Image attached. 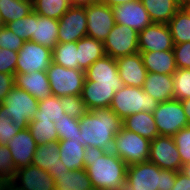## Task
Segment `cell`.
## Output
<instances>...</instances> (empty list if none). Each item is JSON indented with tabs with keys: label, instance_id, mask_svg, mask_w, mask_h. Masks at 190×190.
Returning <instances> with one entry per match:
<instances>
[{
	"label": "cell",
	"instance_id": "1",
	"mask_svg": "<svg viewBox=\"0 0 190 190\" xmlns=\"http://www.w3.org/2000/svg\"><path fill=\"white\" fill-rule=\"evenodd\" d=\"M84 165L94 190H119L125 187L128 165L112 151L86 146Z\"/></svg>",
	"mask_w": 190,
	"mask_h": 190
},
{
	"label": "cell",
	"instance_id": "2",
	"mask_svg": "<svg viewBox=\"0 0 190 190\" xmlns=\"http://www.w3.org/2000/svg\"><path fill=\"white\" fill-rule=\"evenodd\" d=\"M80 136L86 146L111 151L114 137L122 128V119L110 108L87 111L80 119Z\"/></svg>",
	"mask_w": 190,
	"mask_h": 190
},
{
	"label": "cell",
	"instance_id": "3",
	"mask_svg": "<svg viewBox=\"0 0 190 190\" xmlns=\"http://www.w3.org/2000/svg\"><path fill=\"white\" fill-rule=\"evenodd\" d=\"M173 170L161 169L150 161L127 167L125 188L127 190H172L176 181Z\"/></svg>",
	"mask_w": 190,
	"mask_h": 190
},
{
	"label": "cell",
	"instance_id": "4",
	"mask_svg": "<svg viewBox=\"0 0 190 190\" xmlns=\"http://www.w3.org/2000/svg\"><path fill=\"white\" fill-rule=\"evenodd\" d=\"M159 102L142 88L123 86L115 92L110 109L122 120L141 111L152 113Z\"/></svg>",
	"mask_w": 190,
	"mask_h": 190
},
{
	"label": "cell",
	"instance_id": "5",
	"mask_svg": "<svg viewBox=\"0 0 190 190\" xmlns=\"http://www.w3.org/2000/svg\"><path fill=\"white\" fill-rule=\"evenodd\" d=\"M150 145V140L122 126L114 137L111 151L129 166L148 161Z\"/></svg>",
	"mask_w": 190,
	"mask_h": 190
},
{
	"label": "cell",
	"instance_id": "6",
	"mask_svg": "<svg viewBox=\"0 0 190 190\" xmlns=\"http://www.w3.org/2000/svg\"><path fill=\"white\" fill-rule=\"evenodd\" d=\"M38 100L30 95L27 91L14 86L6 95L2 104L4 113L8 118H12L20 130L28 128L29 122L33 120L38 109Z\"/></svg>",
	"mask_w": 190,
	"mask_h": 190
},
{
	"label": "cell",
	"instance_id": "7",
	"mask_svg": "<svg viewBox=\"0 0 190 190\" xmlns=\"http://www.w3.org/2000/svg\"><path fill=\"white\" fill-rule=\"evenodd\" d=\"M51 93L55 96L81 95L85 83V71L65 68L51 62L46 70Z\"/></svg>",
	"mask_w": 190,
	"mask_h": 190
},
{
	"label": "cell",
	"instance_id": "8",
	"mask_svg": "<svg viewBox=\"0 0 190 190\" xmlns=\"http://www.w3.org/2000/svg\"><path fill=\"white\" fill-rule=\"evenodd\" d=\"M152 113L159 135L174 136L179 130L189 126L180 100L161 102Z\"/></svg>",
	"mask_w": 190,
	"mask_h": 190
},
{
	"label": "cell",
	"instance_id": "9",
	"mask_svg": "<svg viewBox=\"0 0 190 190\" xmlns=\"http://www.w3.org/2000/svg\"><path fill=\"white\" fill-rule=\"evenodd\" d=\"M103 45L106 55L113 59L138 53V32L126 25L115 24Z\"/></svg>",
	"mask_w": 190,
	"mask_h": 190
},
{
	"label": "cell",
	"instance_id": "10",
	"mask_svg": "<svg viewBox=\"0 0 190 190\" xmlns=\"http://www.w3.org/2000/svg\"><path fill=\"white\" fill-rule=\"evenodd\" d=\"M52 62V50L41 44L25 41L18 51L15 73L46 71Z\"/></svg>",
	"mask_w": 190,
	"mask_h": 190
},
{
	"label": "cell",
	"instance_id": "11",
	"mask_svg": "<svg viewBox=\"0 0 190 190\" xmlns=\"http://www.w3.org/2000/svg\"><path fill=\"white\" fill-rule=\"evenodd\" d=\"M148 161L161 169L175 172L182 171L183 168L173 136L158 135L151 140Z\"/></svg>",
	"mask_w": 190,
	"mask_h": 190
},
{
	"label": "cell",
	"instance_id": "12",
	"mask_svg": "<svg viewBox=\"0 0 190 190\" xmlns=\"http://www.w3.org/2000/svg\"><path fill=\"white\" fill-rule=\"evenodd\" d=\"M87 36L104 41L116 24L112 7L98 1L85 5Z\"/></svg>",
	"mask_w": 190,
	"mask_h": 190
},
{
	"label": "cell",
	"instance_id": "13",
	"mask_svg": "<svg viewBox=\"0 0 190 190\" xmlns=\"http://www.w3.org/2000/svg\"><path fill=\"white\" fill-rule=\"evenodd\" d=\"M85 78L84 86L117 87V91L124 86L116 59L107 55L90 65L85 71Z\"/></svg>",
	"mask_w": 190,
	"mask_h": 190
},
{
	"label": "cell",
	"instance_id": "14",
	"mask_svg": "<svg viewBox=\"0 0 190 190\" xmlns=\"http://www.w3.org/2000/svg\"><path fill=\"white\" fill-rule=\"evenodd\" d=\"M85 6H71L58 20V43L77 42L87 36Z\"/></svg>",
	"mask_w": 190,
	"mask_h": 190
},
{
	"label": "cell",
	"instance_id": "15",
	"mask_svg": "<svg viewBox=\"0 0 190 190\" xmlns=\"http://www.w3.org/2000/svg\"><path fill=\"white\" fill-rule=\"evenodd\" d=\"M20 178L22 186L16 187V180ZM4 190H56L55 182L51 175L42 168L33 164L19 168L13 180Z\"/></svg>",
	"mask_w": 190,
	"mask_h": 190
},
{
	"label": "cell",
	"instance_id": "16",
	"mask_svg": "<svg viewBox=\"0 0 190 190\" xmlns=\"http://www.w3.org/2000/svg\"><path fill=\"white\" fill-rule=\"evenodd\" d=\"M139 52L173 50L174 42L167 24L152 23L138 33Z\"/></svg>",
	"mask_w": 190,
	"mask_h": 190
},
{
	"label": "cell",
	"instance_id": "17",
	"mask_svg": "<svg viewBox=\"0 0 190 190\" xmlns=\"http://www.w3.org/2000/svg\"><path fill=\"white\" fill-rule=\"evenodd\" d=\"M112 9L116 24L126 25L138 33L153 23L141 0L114 6Z\"/></svg>",
	"mask_w": 190,
	"mask_h": 190
},
{
	"label": "cell",
	"instance_id": "18",
	"mask_svg": "<svg viewBox=\"0 0 190 190\" xmlns=\"http://www.w3.org/2000/svg\"><path fill=\"white\" fill-rule=\"evenodd\" d=\"M7 146L10 149L15 168L18 170L19 168L32 164L38 144L31 136L29 129L25 128L19 130V132L8 141Z\"/></svg>",
	"mask_w": 190,
	"mask_h": 190
},
{
	"label": "cell",
	"instance_id": "19",
	"mask_svg": "<svg viewBox=\"0 0 190 190\" xmlns=\"http://www.w3.org/2000/svg\"><path fill=\"white\" fill-rule=\"evenodd\" d=\"M32 164L46 170L55 181L58 175L70 171L61 162L58 141L48 144H38Z\"/></svg>",
	"mask_w": 190,
	"mask_h": 190
},
{
	"label": "cell",
	"instance_id": "20",
	"mask_svg": "<svg viewBox=\"0 0 190 190\" xmlns=\"http://www.w3.org/2000/svg\"><path fill=\"white\" fill-rule=\"evenodd\" d=\"M116 62L124 86L143 87L148 72L140 52L117 58Z\"/></svg>",
	"mask_w": 190,
	"mask_h": 190
},
{
	"label": "cell",
	"instance_id": "21",
	"mask_svg": "<svg viewBox=\"0 0 190 190\" xmlns=\"http://www.w3.org/2000/svg\"><path fill=\"white\" fill-rule=\"evenodd\" d=\"M14 82L16 87L27 91L38 101L52 95L46 71L15 73Z\"/></svg>",
	"mask_w": 190,
	"mask_h": 190
},
{
	"label": "cell",
	"instance_id": "22",
	"mask_svg": "<svg viewBox=\"0 0 190 190\" xmlns=\"http://www.w3.org/2000/svg\"><path fill=\"white\" fill-rule=\"evenodd\" d=\"M173 75L148 72L142 89L159 103L175 99Z\"/></svg>",
	"mask_w": 190,
	"mask_h": 190
},
{
	"label": "cell",
	"instance_id": "23",
	"mask_svg": "<svg viewBox=\"0 0 190 190\" xmlns=\"http://www.w3.org/2000/svg\"><path fill=\"white\" fill-rule=\"evenodd\" d=\"M58 20L43 17L34 11V34L31 41L53 50L58 43Z\"/></svg>",
	"mask_w": 190,
	"mask_h": 190
},
{
	"label": "cell",
	"instance_id": "24",
	"mask_svg": "<svg viewBox=\"0 0 190 190\" xmlns=\"http://www.w3.org/2000/svg\"><path fill=\"white\" fill-rule=\"evenodd\" d=\"M147 72L173 75L177 70L173 50L140 52Z\"/></svg>",
	"mask_w": 190,
	"mask_h": 190
},
{
	"label": "cell",
	"instance_id": "25",
	"mask_svg": "<svg viewBox=\"0 0 190 190\" xmlns=\"http://www.w3.org/2000/svg\"><path fill=\"white\" fill-rule=\"evenodd\" d=\"M122 126L150 141L159 135L153 113L149 112L141 111L127 116L122 120Z\"/></svg>",
	"mask_w": 190,
	"mask_h": 190
},
{
	"label": "cell",
	"instance_id": "26",
	"mask_svg": "<svg viewBox=\"0 0 190 190\" xmlns=\"http://www.w3.org/2000/svg\"><path fill=\"white\" fill-rule=\"evenodd\" d=\"M79 141H81V139L58 140L61 162L64 163L69 170L85 168V146Z\"/></svg>",
	"mask_w": 190,
	"mask_h": 190
},
{
	"label": "cell",
	"instance_id": "27",
	"mask_svg": "<svg viewBox=\"0 0 190 190\" xmlns=\"http://www.w3.org/2000/svg\"><path fill=\"white\" fill-rule=\"evenodd\" d=\"M79 70L86 71L96 60L103 58L106 53L102 41L85 36L77 41Z\"/></svg>",
	"mask_w": 190,
	"mask_h": 190
},
{
	"label": "cell",
	"instance_id": "28",
	"mask_svg": "<svg viewBox=\"0 0 190 190\" xmlns=\"http://www.w3.org/2000/svg\"><path fill=\"white\" fill-rule=\"evenodd\" d=\"M117 87L83 86L81 98L87 110L109 108Z\"/></svg>",
	"mask_w": 190,
	"mask_h": 190
},
{
	"label": "cell",
	"instance_id": "29",
	"mask_svg": "<svg viewBox=\"0 0 190 190\" xmlns=\"http://www.w3.org/2000/svg\"><path fill=\"white\" fill-rule=\"evenodd\" d=\"M153 23L167 24L180 9L174 0H141Z\"/></svg>",
	"mask_w": 190,
	"mask_h": 190
},
{
	"label": "cell",
	"instance_id": "30",
	"mask_svg": "<svg viewBox=\"0 0 190 190\" xmlns=\"http://www.w3.org/2000/svg\"><path fill=\"white\" fill-rule=\"evenodd\" d=\"M54 182L56 190H94L85 168L64 172Z\"/></svg>",
	"mask_w": 190,
	"mask_h": 190
},
{
	"label": "cell",
	"instance_id": "31",
	"mask_svg": "<svg viewBox=\"0 0 190 190\" xmlns=\"http://www.w3.org/2000/svg\"><path fill=\"white\" fill-rule=\"evenodd\" d=\"M33 10V0H0V16L6 25L27 16Z\"/></svg>",
	"mask_w": 190,
	"mask_h": 190
},
{
	"label": "cell",
	"instance_id": "32",
	"mask_svg": "<svg viewBox=\"0 0 190 190\" xmlns=\"http://www.w3.org/2000/svg\"><path fill=\"white\" fill-rule=\"evenodd\" d=\"M174 44L190 41V15L180 8L167 23Z\"/></svg>",
	"mask_w": 190,
	"mask_h": 190
},
{
	"label": "cell",
	"instance_id": "33",
	"mask_svg": "<svg viewBox=\"0 0 190 190\" xmlns=\"http://www.w3.org/2000/svg\"><path fill=\"white\" fill-rule=\"evenodd\" d=\"M65 111L58 96L51 95L38 102V109L33 120H46L58 123Z\"/></svg>",
	"mask_w": 190,
	"mask_h": 190
},
{
	"label": "cell",
	"instance_id": "34",
	"mask_svg": "<svg viewBox=\"0 0 190 190\" xmlns=\"http://www.w3.org/2000/svg\"><path fill=\"white\" fill-rule=\"evenodd\" d=\"M77 42L57 43L52 50V62L65 68L79 69Z\"/></svg>",
	"mask_w": 190,
	"mask_h": 190
},
{
	"label": "cell",
	"instance_id": "35",
	"mask_svg": "<svg viewBox=\"0 0 190 190\" xmlns=\"http://www.w3.org/2000/svg\"><path fill=\"white\" fill-rule=\"evenodd\" d=\"M55 123L46 120H31L28 129L37 144H48L58 141Z\"/></svg>",
	"mask_w": 190,
	"mask_h": 190
},
{
	"label": "cell",
	"instance_id": "36",
	"mask_svg": "<svg viewBox=\"0 0 190 190\" xmlns=\"http://www.w3.org/2000/svg\"><path fill=\"white\" fill-rule=\"evenodd\" d=\"M69 0H33V10L40 16L59 20L71 7Z\"/></svg>",
	"mask_w": 190,
	"mask_h": 190
},
{
	"label": "cell",
	"instance_id": "37",
	"mask_svg": "<svg viewBox=\"0 0 190 190\" xmlns=\"http://www.w3.org/2000/svg\"><path fill=\"white\" fill-rule=\"evenodd\" d=\"M54 126L57 130L59 140L81 139L79 142L85 146V141L80 136L79 119L64 114V117L58 120V123H55Z\"/></svg>",
	"mask_w": 190,
	"mask_h": 190
},
{
	"label": "cell",
	"instance_id": "38",
	"mask_svg": "<svg viewBox=\"0 0 190 190\" xmlns=\"http://www.w3.org/2000/svg\"><path fill=\"white\" fill-rule=\"evenodd\" d=\"M16 168L12 159L10 149L7 145H0V190L15 177Z\"/></svg>",
	"mask_w": 190,
	"mask_h": 190
},
{
	"label": "cell",
	"instance_id": "39",
	"mask_svg": "<svg viewBox=\"0 0 190 190\" xmlns=\"http://www.w3.org/2000/svg\"><path fill=\"white\" fill-rule=\"evenodd\" d=\"M5 26L25 41H31L34 34V10L27 16L7 23Z\"/></svg>",
	"mask_w": 190,
	"mask_h": 190
},
{
	"label": "cell",
	"instance_id": "40",
	"mask_svg": "<svg viewBox=\"0 0 190 190\" xmlns=\"http://www.w3.org/2000/svg\"><path fill=\"white\" fill-rule=\"evenodd\" d=\"M174 95L177 100L190 98V69H177L173 73Z\"/></svg>",
	"mask_w": 190,
	"mask_h": 190
},
{
	"label": "cell",
	"instance_id": "41",
	"mask_svg": "<svg viewBox=\"0 0 190 190\" xmlns=\"http://www.w3.org/2000/svg\"><path fill=\"white\" fill-rule=\"evenodd\" d=\"M61 105L65 114L80 119L88 110L81 95L60 96Z\"/></svg>",
	"mask_w": 190,
	"mask_h": 190
},
{
	"label": "cell",
	"instance_id": "42",
	"mask_svg": "<svg viewBox=\"0 0 190 190\" xmlns=\"http://www.w3.org/2000/svg\"><path fill=\"white\" fill-rule=\"evenodd\" d=\"M173 139L178 148L182 165L190 163V125L179 130Z\"/></svg>",
	"mask_w": 190,
	"mask_h": 190
},
{
	"label": "cell",
	"instance_id": "43",
	"mask_svg": "<svg viewBox=\"0 0 190 190\" xmlns=\"http://www.w3.org/2000/svg\"><path fill=\"white\" fill-rule=\"evenodd\" d=\"M19 128L13 124L12 118H8L4 113V105L0 104V145H7L8 141L12 139L19 132Z\"/></svg>",
	"mask_w": 190,
	"mask_h": 190
},
{
	"label": "cell",
	"instance_id": "44",
	"mask_svg": "<svg viewBox=\"0 0 190 190\" xmlns=\"http://www.w3.org/2000/svg\"><path fill=\"white\" fill-rule=\"evenodd\" d=\"M25 40L13 33L9 28L4 26L0 29V48L9 49L18 52L24 45Z\"/></svg>",
	"mask_w": 190,
	"mask_h": 190
},
{
	"label": "cell",
	"instance_id": "45",
	"mask_svg": "<svg viewBox=\"0 0 190 190\" xmlns=\"http://www.w3.org/2000/svg\"><path fill=\"white\" fill-rule=\"evenodd\" d=\"M18 52L0 48V72L15 75Z\"/></svg>",
	"mask_w": 190,
	"mask_h": 190
},
{
	"label": "cell",
	"instance_id": "46",
	"mask_svg": "<svg viewBox=\"0 0 190 190\" xmlns=\"http://www.w3.org/2000/svg\"><path fill=\"white\" fill-rule=\"evenodd\" d=\"M173 51L177 69H190V41L174 44Z\"/></svg>",
	"mask_w": 190,
	"mask_h": 190
},
{
	"label": "cell",
	"instance_id": "47",
	"mask_svg": "<svg viewBox=\"0 0 190 190\" xmlns=\"http://www.w3.org/2000/svg\"><path fill=\"white\" fill-rule=\"evenodd\" d=\"M14 86V75L0 72V104Z\"/></svg>",
	"mask_w": 190,
	"mask_h": 190
},
{
	"label": "cell",
	"instance_id": "48",
	"mask_svg": "<svg viewBox=\"0 0 190 190\" xmlns=\"http://www.w3.org/2000/svg\"><path fill=\"white\" fill-rule=\"evenodd\" d=\"M172 190H190V178L183 171L176 173V181Z\"/></svg>",
	"mask_w": 190,
	"mask_h": 190
},
{
	"label": "cell",
	"instance_id": "49",
	"mask_svg": "<svg viewBox=\"0 0 190 190\" xmlns=\"http://www.w3.org/2000/svg\"><path fill=\"white\" fill-rule=\"evenodd\" d=\"M97 1L105 5H108L109 7H114L137 0H97Z\"/></svg>",
	"mask_w": 190,
	"mask_h": 190
},
{
	"label": "cell",
	"instance_id": "50",
	"mask_svg": "<svg viewBox=\"0 0 190 190\" xmlns=\"http://www.w3.org/2000/svg\"><path fill=\"white\" fill-rule=\"evenodd\" d=\"M181 104L183 106V109L185 111V114H186V117H187V120L189 122V125H190V98L189 99H184L181 101Z\"/></svg>",
	"mask_w": 190,
	"mask_h": 190
},
{
	"label": "cell",
	"instance_id": "51",
	"mask_svg": "<svg viewBox=\"0 0 190 190\" xmlns=\"http://www.w3.org/2000/svg\"><path fill=\"white\" fill-rule=\"evenodd\" d=\"M72 6H85L96 2L97 0H69Z\"/></svg>",
	"mask_w": 190,
	"mask_h": 190
},
{
	"label": "cell",
	"instance_id": "52",
	"mask_svg": "<svg viewBox=\"0 0 190 190\" xmlns=\"http://www.w3.org/2000/svg\"><path fill=\"white\" fill-rule=\"evenodd\" d=\"M174 1L180 8H184L188 3H190V0H174Z\"/></svg>",
	"mask_w": 190,
	"mask_h": 190
},
{
	"label": "cell",
	"instance_id": "53",
	"mask_svg": "<svg viewBox=\"0 0 190 190\" xmlns=\"http://www.w3.org/2000/svg\"><path fill=\"white\" fill-rule=\"evenodd\" d=\"M182 171L185 173L187 177L190 178V163L185 164L182 168Z\"/></svg>",
	"mask_w": 190,
	"mask_h": 190
},
{
	"label": "cell",
	"instance_id": "54",
	"mask_svg": "<svg viewBox=\"0 0 190 190\" xmlns=\"http://www.w3.org/2000/svg\"><path fill=\"white\" fill-rule=\"evenodd\" d=\"M185 11L190 15V3L184 7Z\"/></svg>",
	"mask_w": 190,
	"mask_h": 190
},
{
	"label": "cell",
	"instance_id": "55",
	"mask_svg": "<svg viewBox=\"0 0 190 190\" xmlns=\"http://www.w3.org/2000/svg\"><path fill=\"white\" fill-rule=\"evenodd\" d=\"M5 26L1 16H0V29H2Z\"/></svg>",
	"mask_w": 190,
	"mask_h": 190
}]
</instances>
